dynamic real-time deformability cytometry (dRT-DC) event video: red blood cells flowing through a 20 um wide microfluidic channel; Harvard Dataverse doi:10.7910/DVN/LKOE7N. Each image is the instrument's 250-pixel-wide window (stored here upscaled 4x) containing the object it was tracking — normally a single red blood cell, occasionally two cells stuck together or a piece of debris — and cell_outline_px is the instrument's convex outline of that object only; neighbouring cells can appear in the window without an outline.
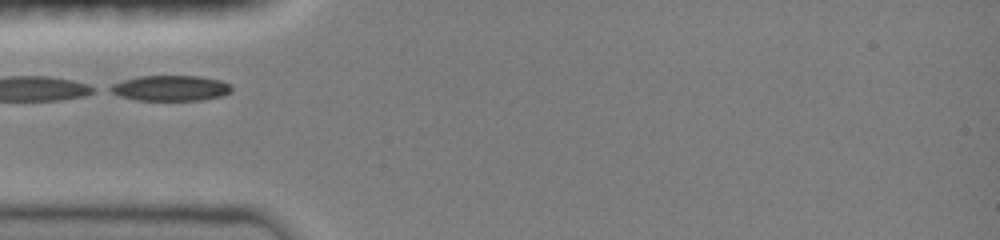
{"species": "common noctule bat (a hibernating species)", "species_latin": "Nyctalus noctula", "temperature_condition": "room temperature", "stored_images_in_passage": 53, "camera_frame_rate_fps": 3000, "um_per_image_px": 0.085, "animal": {"sex": "female", "body_mass_g": 19.0, "forearm_length_mm": 51.5}, "frame": {"image": 1, "passage_image": 1, "time_ms": 0.0, "image_size_px": [1000, 240], "cell_outline_px": [[232, 92], [224, 96], [200, 100], [136, 100], [120, 96], [104, 88], [112, 84], [124, 80], [140, 76], [200, 76], [220, 80], [232, 84]], "centroid_in_image_um": [14.52, 7.49], "position_along_channel_um": 70.5, "area_um2": 18.21}}